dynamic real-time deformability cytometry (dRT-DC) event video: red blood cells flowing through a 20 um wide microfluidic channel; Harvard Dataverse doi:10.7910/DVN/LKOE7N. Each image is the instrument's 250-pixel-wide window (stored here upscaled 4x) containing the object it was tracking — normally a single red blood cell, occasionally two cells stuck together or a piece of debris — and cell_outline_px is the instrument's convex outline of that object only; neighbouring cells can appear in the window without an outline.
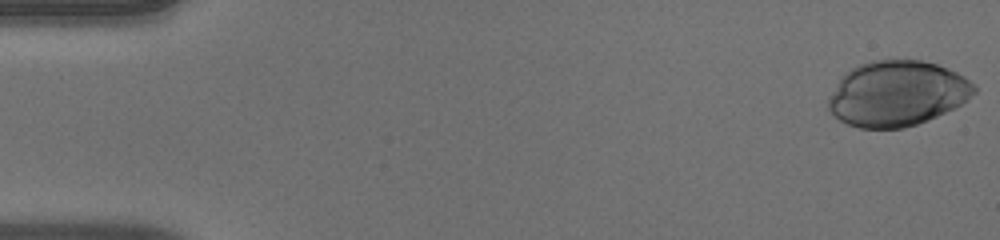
{"species": "human", "species_latin": "Homo sapiens", "temperature_condition": "warm", "stored_images_in_passage": 43, "camera_frame_rate_fps": 3000, "um_per_image_px": 0.085, "donor": {"sex": "male"}, "frame": {"image": 1, "passage_image": 1, "time_ms": 0.0, "image_size_px": [1000, 240], "cell_outline_px": [[976, 92], [968, 100], [928, 120], [904, 128], [860, 128], [848, 124], [840, 120], [828, 112], [828, 100], [832, 92], [840, 80], [852, 68], [860, 64], [872, 60], [920, 60], [936, 64], [948, 68], [964, 76], [976, 84]], "centroid_in_image_um": [76.28, 7.95], "position_along_channel_um": 8.7, "area_um2": 55.26}}
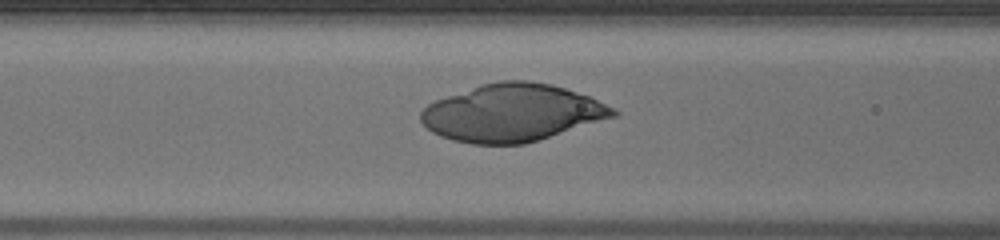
{"frame": {"image": 2, "passage_image": 21, "time_ms": 6.667, "image_size_px": [1000, 240], "cell_outline_px": [[620, 112], [616, 116], [524, 144], [472, 144], [452, 140], [440, 136], [432, 132], [420, 120], [420, 112], [428, 104], [436, 100], [480, 84], [496, 80], [528, 80], [552, 84], [588, 96], [616, 108]], "centroid_in_image_um": [43.52, 9.58], "position_along_channel_um": 123.1, "area_um2": 64.16}}
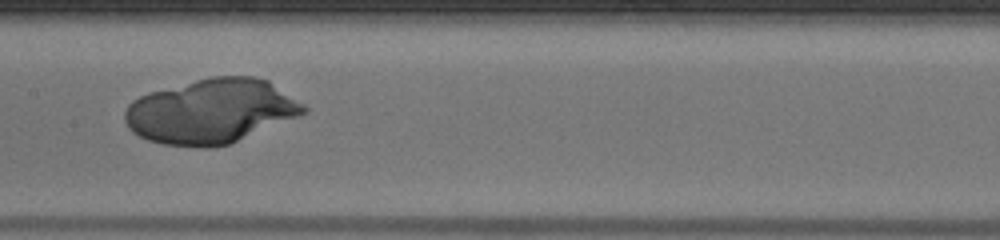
{"frame": {"image": 3, "passage_image": 26, "time_ms": 8.333, "image_size_px": [1000, 240], "cell_outline_px": [[308, 112], [228, 144], [212, 148], [204, 148], [160, 144], [148, 140], [132, 132], [128, 128], [124, 120], [124, 112], [128, 104], [132, 100], [148, 92], [212, 76], [256, 76], [268, 80], [304, 104], [308, 108]], "centroid_in_image_um": [17.92, 9.45], "position_along_channel_um": 189.5, "area_um2": 67.28}}